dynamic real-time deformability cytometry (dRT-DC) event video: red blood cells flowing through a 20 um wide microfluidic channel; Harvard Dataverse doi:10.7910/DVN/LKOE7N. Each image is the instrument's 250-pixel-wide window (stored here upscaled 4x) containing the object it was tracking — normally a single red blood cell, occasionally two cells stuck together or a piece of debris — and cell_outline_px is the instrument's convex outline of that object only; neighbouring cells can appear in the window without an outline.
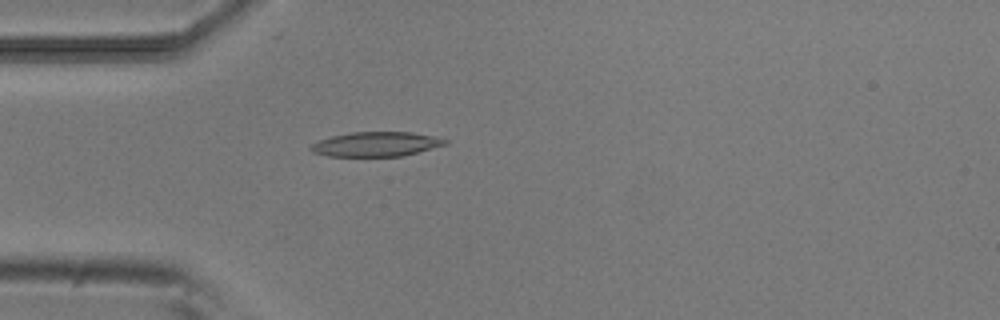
{"species": "common noctule bat (a hibernating species)", "species_latin": "Nyctalus noctula", "temperature_condition": "room temperature", "stored_images_in_passage": 51, "camera_frame_rate_fps": 3000, "um_per_image_px": 0.085, "animal": {"sex": "male", "body_mass_g": 20.5, "forearm_length_mm": 52.5}, "frame": {"image": 1, "passage_image": 14, "time_ms": 4.333, "image_size_px": [1000, 320], "cell_outline_px": [[448, 144], [404, 156], [328, 156], [312, 152], [308, 148], [312, 144], [320, 140], [332, 136], [352, 132], [412, 132], [432, 136], [448, 140]], "centroid_in_image_um": [31.98, 12.26], "position_along_channel_um": 53.0, "area_um2": 19.19}}
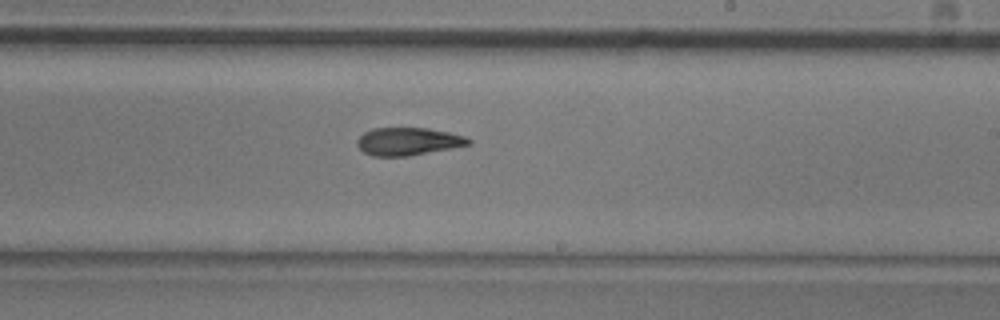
{"frame": {"image": 2, "passage_image": 30, "time_ms": 9.667, "image_size_px": [1000, 320], "cell_outline_px": [[472, 144], [452, 148], [408, 156], [372, 156], [364, 152], [356, 144], [356, 140], [364, 132], [372, 128], [428, 128], [448, 132], [464, 136], [472, 140]], "centroid_in_image_um": [34.68, 12.02], "position_along_channel_um": 254.3, "area_um2": 18.03}}
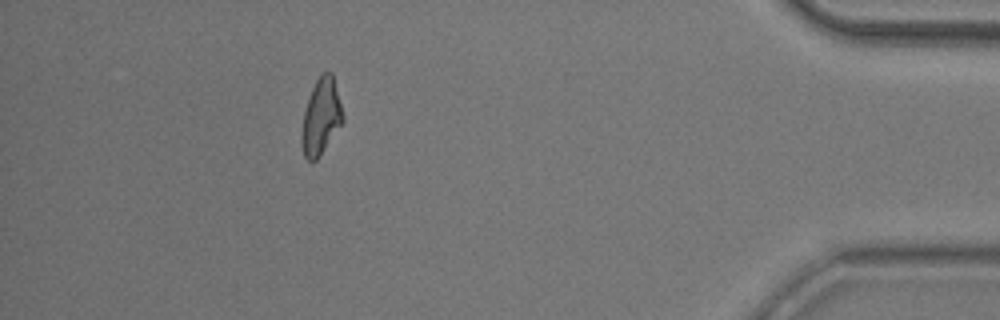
{"frame": {"image": 3, "passage_image": 46, "time_ms": 15.0, "image_size_px": [1000, 320], "cell_outline_px": [[344, 120], [320, 156], [316, 160], [308, 160], [304, 156], [300, 144], [300, 132], [304, 112], [308, 96], [316, 80], [324, 72], [332, 72], [344, 116]], "centroid_in_image_um": [27.26, 9.94], "position_along_channel_um": 407.9, "area_um2": 18.32}, "authors_computed_cell_mechanics": {"area_um2": 18.7272, "velocity_mm_per_s": 3.8875, "shape_relaxation_time_tau1_ms": 4.8757, "shape_relaxation_time_tau2_ms": 5.4975, "deformation_change_tau1": 0.1632, "deformation_change_tau2": 0.1375}}